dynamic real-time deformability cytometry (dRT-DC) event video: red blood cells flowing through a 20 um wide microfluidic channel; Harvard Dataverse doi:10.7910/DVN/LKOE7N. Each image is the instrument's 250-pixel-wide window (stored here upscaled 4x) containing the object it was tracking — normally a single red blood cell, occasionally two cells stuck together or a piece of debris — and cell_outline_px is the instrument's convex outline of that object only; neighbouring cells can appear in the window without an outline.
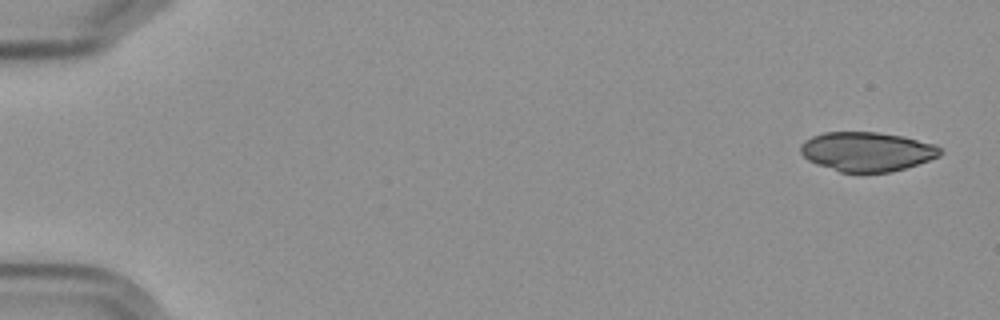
{"species": "Egyptian fruit bat (a non-hibernating species)", "species_latin": "Rousettus aegyptiacus", "temperature_condition": "cold", "stored_images_in_passage": 7, "camera_frame_rate_fps": 3000, "um_per_image_px": 0.085, "frame": {"image": 1, "passage_image": 1, "time_ms": 0.0, "image_size_px": [1000, 320], "cell_outline_px": [[944, 152], [940, 156], [904, 168], [888, 172], [840, 172], [816, 164], [808, 160], [800, 152], [800, 144], [804, 140], [812, 136], [824, 132], [876, 132], [900, 136], [936, 144]], "centroid_in_image_um": [73.67, 12.88], "position_along_channel_um": 11.3, "area_um2": 31.91}}
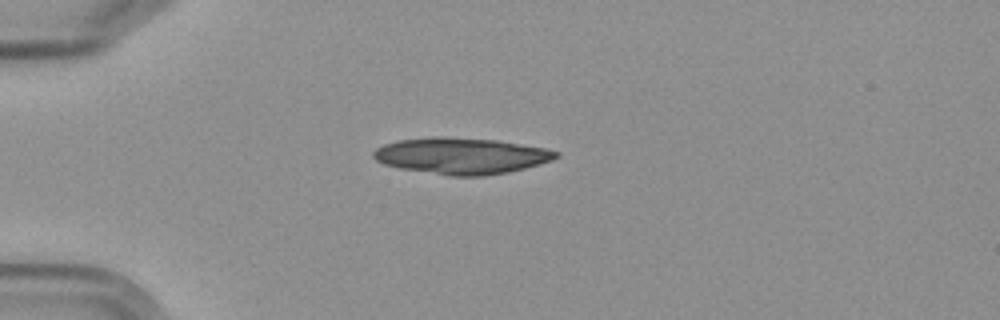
{"frame": {"image": 2, "passage_image": 4, "time_ms": 4.333, "image_size_px": [1000, 320], "cell_outline_px": [[560, 156], [552, 160], [540, 164], [508, 172], [484, 176], [448, 176], [400, 168], [384, 164], [376, 160], [372, 156], [372, 152], [376, 148], [384, 144], [400, 140], [436, 136], [440, 136], [496, 140], [544, 148], [560, 152]], "centroid_in_image_um": [39.2, 13.25], "position_along_channel_um": 45.8, "area_um2": 38.61}}